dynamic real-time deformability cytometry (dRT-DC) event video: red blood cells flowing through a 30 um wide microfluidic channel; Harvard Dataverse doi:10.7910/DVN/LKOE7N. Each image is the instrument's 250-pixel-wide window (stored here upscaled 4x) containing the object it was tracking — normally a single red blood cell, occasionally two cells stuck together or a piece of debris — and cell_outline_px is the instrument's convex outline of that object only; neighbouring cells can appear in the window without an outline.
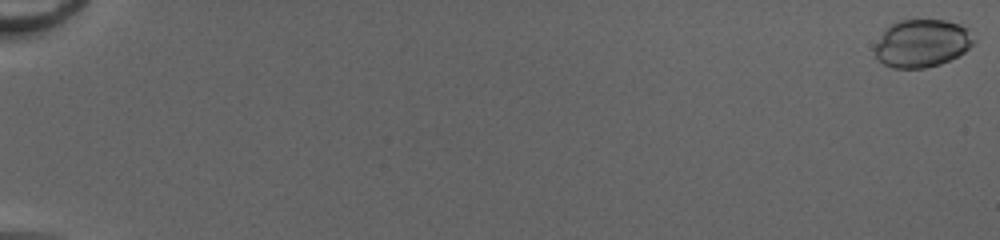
{"species": "common noctule bat (a hibernating species)", "species_latin": "Nyctalus noctula", "temperature_condition": "cold", "stored_images_in_passage": 52, "camera_frame_rate_fps": 3000, "um_per_image_px": 0.085, "animal": {"sex": "female", "body_mass_g": 20.0, "forearm_length_mm": 54.0}, "frame": {"image": 1, "passage_image": 1, "time_ms": 0.0, "image_size_px": [1000, 240], "cell_outline_px": [[976, 40], [964, 52], [940, 64], [924, 68], [892, 68], [884, 64], [876, 56], [876, 44], [884, 28], [888, 24], [900, 20], [944, 20], [960, 24]], "centroid_in_image_um": [78.33, 3.67], "position_along_channel_um": 6.7, "area_um2": 27.34}}
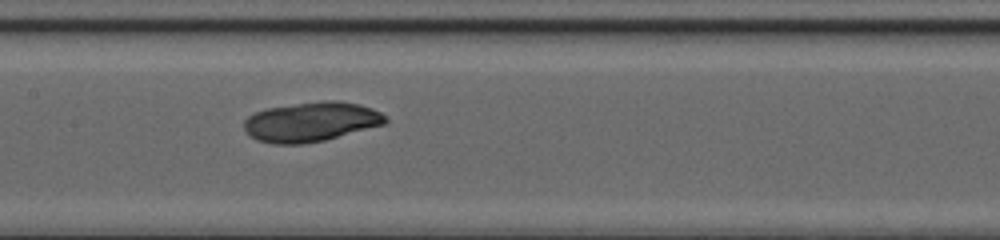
{"frame": {"image": 2, "passage_image": 29, "time_ms": 9.333, "image_size_px": [1000, 240], "cell_outline_px": [[388, 124], [324, 140], [300, 144], [272, 144], [256, 140], [244, 128], [244, 120], [248, 116], [256, 112], [268, 108], [324, 100], [336, 100], [360, 104], [372, 108], [388, 116]], "centroid_in_image_um": [26.51, 10.35], "position_along_channel_um": 180.9, "area_um2": 32.71}}
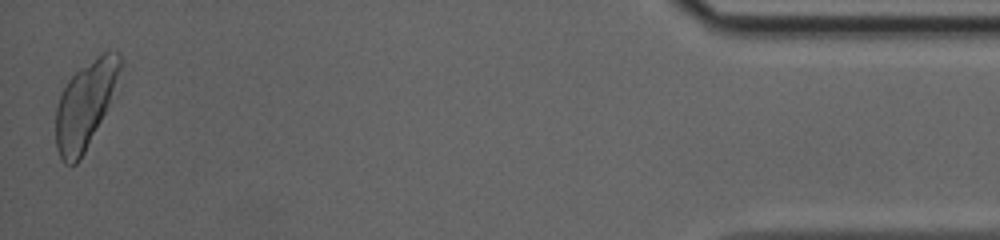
{"frame": {"image": 3, "passage_image": 52, "time_ms": 17.0, "image_size_px": [1000, 240], "cell_outline_px": [[124, 68], [108, 104], [80, 160], [76, 164], [64, 164], [60, 160], [56, 148], [56, 108], [60, 76], [104, 52], [120, 52], [124, 60]], "centroid_in_image_um": [7.18, 8.75], "position_along_channel_um": 428.0, "area_um2": 34.04}}